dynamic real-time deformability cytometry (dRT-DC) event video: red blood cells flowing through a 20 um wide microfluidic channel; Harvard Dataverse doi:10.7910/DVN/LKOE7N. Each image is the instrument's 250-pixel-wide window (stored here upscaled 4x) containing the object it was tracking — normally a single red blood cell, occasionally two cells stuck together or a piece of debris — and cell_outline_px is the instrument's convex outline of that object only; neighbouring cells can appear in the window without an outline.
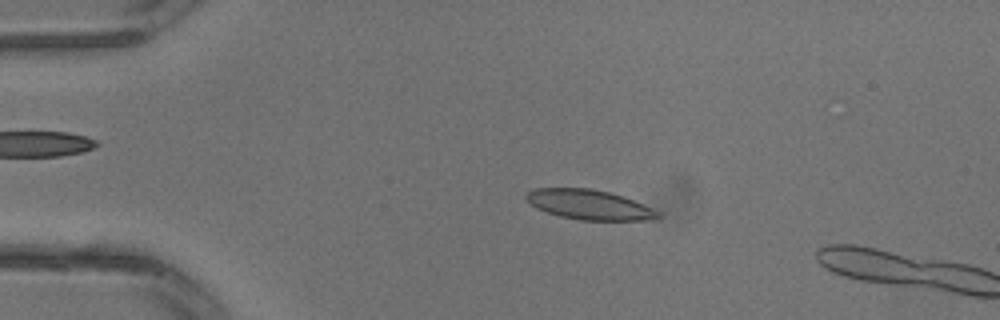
{"species": "common noctule bat (a hibernating species)", "species_latin": "Nyctalus noctula", "temperature_condition": "warm", "stored_images_in_passage": 2, "camera_frame_rate_fps": 3000, "um_per_image_px": 0.085, "animal": {"sex": "male", "body_mass_g": 13.3}, "frame": {"image": 1, "passage_image": 1, "time_ms": 0.0, "image_size_px": [1000, 320], "cell_outline_px": [[660, 216], [656, 220], [580, 220], [560, 216], [536, 208], [524, 196], [528, 192], [536, 188], [588, 188], [608, 192], [624, 196], [660, 212]], "centroid_in_image_um": [50.11, 17.4], "position_along_channel_um": 34.9, "area_um2": 22.72}}